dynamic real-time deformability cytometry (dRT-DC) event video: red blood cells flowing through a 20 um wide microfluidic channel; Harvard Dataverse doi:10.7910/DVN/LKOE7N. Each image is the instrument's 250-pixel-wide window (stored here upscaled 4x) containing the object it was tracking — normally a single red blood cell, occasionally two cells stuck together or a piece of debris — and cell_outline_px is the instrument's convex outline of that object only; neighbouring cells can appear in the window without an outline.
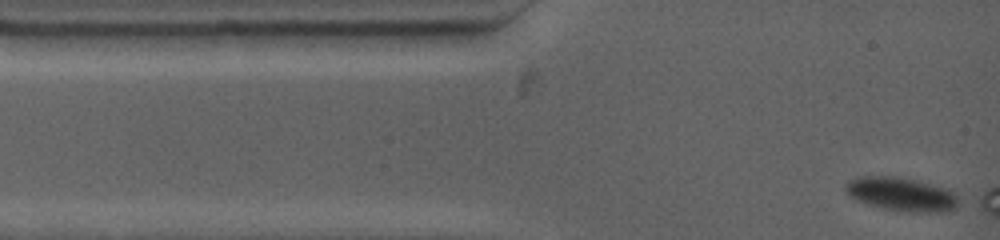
{"species": "common noctule bat (a hibernating species)", "species_latin": "Nyctalus noctula", "temperature_condition": "warm", "stored_images_in_passage": 4, "camera_frame_rate_fps": 4500, "um_per_image_px": 0.085, "animal": {"sex": "female", "body_mass_g": 19.0, "forearm_length_mm": 53.3}, "frame": {"image": 1, "passage_image": 1, "time_ms": 0.0, "image_size_px": [1000, 240], "cell_outline_px": [[952, 208], [948, 212], [896, 212], [880, 208], [856, 200], [848, 192], [848, 184], [856, 180], [900, 180], [932, 188], [944, 192], [952, 200]], "centroid_in_image_um": [76.5, 16.67], "position_along_channel_um": 8.5, "area_um2": 18.61}}